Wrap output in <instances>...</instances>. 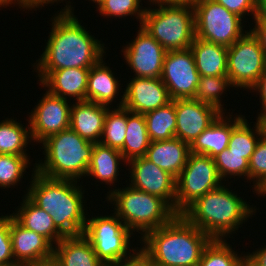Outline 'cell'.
Instances as JSON below:
<instances>
[{"instance_id":"5b68a950","label":"cell","mask_w":266,"mask_h":266,"mask_svg":"<svg viewBox=\"0 0 266 266\" xmlns=\"http://www.w3.org/2000/svg\"><path fill=\"white\" fill-rule=\"evenodd\" d=\"M41 144L45 160H38L39 163L33 165L36 172L52 179H71L79 182L81 177H86L95 143L83 139L68 128L49 136Z\"/></svg>"},{"instance_id":"ee69618b","label":"cell","mask_w":266,"mask_h":266,"mask_svg":"<svg viewBox=\"0 0 266 266\" xmlns=\"http://www.w3.org/2000/svg\"><path fill=\"white\" fill-rule=\"evenodd\" d=\"M255 25L250 28L251 33L259 41L260 47L262 48L266 57V23L258 20H254Z\"/></svg>"},{"instance_id":"44dd1931","label":"cell","mask_w":266,"mask_h":266,"mask_svg":"<svg viewBox=\"0 0 266 266\" xmlns=\"http://www.w3.org/2000/svg\"><path fill=\"white\" fill-rule=\"evenodd\" d=\"M109 108L87 100L73 102L70 128L89 142H100L104 118Z\"/></svg>"},{"instance_id":"ab89813d","label":"cell","mask_w":266,"mask_h":266,"mask_svg":"<svg viewBox=\"0 0 266 266\" xmlns=\"http://www.w3.org/2000/svg\"><path fill=\"white\" fill-rule=\"evenodd\" d=\"M223 5L228 11L236 13L241 18L245 19V15L255 17L256 1L257 0H214ZM250 13V14H249Z\"/></svg>"},{"instance_id":"30bf717a","label":"cell","mask_w":266,"mask_h":266,"mask_svg":"<svg viewBox=\"0 0 266 266\" xmlns=\"http://www.w3.org/2000/svg\"><path fill=\"white\" fill-rule=\"evenodd\" d=\"M214 158L190 153L176 178L175 213L181 215L197 199L222 185Z\"/></svg>"},{"instance_id":"e0dca14e","label":"cell","mask_w":266,"mask_h":266,"mask_svg":"<svg viewBox=\"0 0 266 266\" xmlns=\"http://www.w3.org/2000/svg\"><path fill=\"white\" fill-rule=\"evenodd\" d=\"M175 137L191 144L221 114L215 107L193 98L176 99Z\"/></svg>"},{"instance_id":"4dcf8cb0","label":"cell","mask_w":266,"mask_h":266,"mask_svg":"<svg viewBox=\"0 0 266 266\" xmlns=\"http://www.w3.org/2000/svg\"><path fill=\"white\" fill-rule=\"evenodd\" d=\"M248 125L247 119L244 118L233 130L230 135L228 150L230 153L243 155V158L250 160L255 147L262 137L263 132L259 121L253 125ZM252 128V129H251Z\"/></svg>"},{"instance_id":"8fae6325","label":"cell","mask_w":266,"mask_h":266,"mask_svg":"<svg viewBox=\"0 0 266 266\" xmlns=\"http://www.w3.org/2000/svg\"><path fill=\"white\" fill-rule=\"evenodd\" d=\"M227 60V76L237 89L250 90L266 69L265 54L250 30L228 47Z\"/></svg>"},{"instance_id":"3957f363","label":"cell","mask_w":266,"mask_h":266,"mask_svg":"<svg viewBox=\"0 0 266 266\" xmlns=\"http://www.w3.org/2000/svg\"><path fill=\"white\" fill-rule=\"evenodd\" d=\"M212 239L182 215L147 232L140 246L154 266H198L204 248ZM144 244V245H143Z\"/></svg>"},{"instance_id":"8d00e7d4","label":"cell","mask_w":266,"mask_h":266,"mask_svg":"<svg viewBox=\"0 0 266 266\" xmlns=\"http://www.w3.org/2000/svg\"><path fill=\"white\" fill-rule=\"evenodd\" d=\"M142 0H103L96 8L101 16L106 18L136 16L141 26L145 14ZM141 4V5H140Z\"/></svg>"},{"instance_id":"603a6c76","label":"cell","mask_w":266,"mask_h":266,"mask_svg":"<svg viewBox=\"0 0 266 266\" xmlns=\"http://www.w3.org/2000/svg\"><path fill=\"white\" fill-rule=\"evenodd\" d=\"M13 218L24 228L43 235L53 245L65 236L56 228L52 217L45 210L38 207L26 194L20 202Z\"/></svg>"},{"instance_id":"836d02e7","label":"cell","mask_w":266,"mask_h":266,"mask_svg":"<svg viewBox=\"0 0 266 266\" xmlns=\"http://www.w3.org/2000/svg\"><path fill=\"white\" fill-rule=\"evenodd\" d=\"M110 107L104 118L103 134L100 143L110 148L121 150L127 129V109Z\"/></svg>"},{"instance_id":"277c9868","label":"cell","mask_w":266,"mask_h":266,"mask_svg":"<svg viewBox=\"0 0 266 266\" xmlns=\"http://www.w3.org/2000/svg\"><path fill=\"white\" fill-rule=\"evenodd\" d=\"M235 192L229 190L224 182L197 199L181 215L211 239H227L242 227L247 218L255 215L257 209Z\"/></svg>"},{"instance_id":"d6a6232c","label":"cell","mask_w":266,"mask_h":266,"mask_svg":"<svg viewBox=\"0 0 266 266\" xmlns=\"http://www.w3.org/2000/svg\"><path fill=\"white\" fill-rule=\"evenodd\" d=\"M230 87L233 86L228 76H200L193 99L213 106L219 112L227 114L230 112H226L223 107L224 104H221V95H224Z\"/></svg>"},{"instance_id":"681fc988","label":"cell","mask_w":266,"mask_h":266,"mask_svg":"<svg viewBox=\"0 0 266 266\" xmlns=\"http://www.w3.org/2000/svg\"><path fill=\"white\" fill-rule=\"evenodd\" d=\"M256 119L259 121L261 125L263 136L266 137V113L260 115Z\"/></svg>"},{"instance_id":"9c48e42d","label":"cell","mask_w":266,"mask_h":266,"mask_svg":"<svg viewBox=\"0 0 266 266\" xmlns=\"http://www.w3.org/2000/svg\"><path fill=\"white\" fill-rule=\"evenodd\" d=\"M194 11L195 37L202 40L229 47L248 31L244 19L214 0H198Z\"/></svg>"},{"instance_id":"60d3db41","label":"cell","mask_w":266,"mask_h":266,"mask_svg":"<svg viewBox=\"0 0 266 266\" xmlns=\"http://www.w3.org/2000/svg\"><path fill=\"white\" fill-rule=\"evenodd\" d=\"M136 248L128 257H124L108 266H154L150 256L141 247L140 249Z\"/></svg>"},{"instance_id":"e575fe53","label":"cell","mask_w":266,"mask_h":266,"mask_svg":"<svg viewBox=\"0 0 266 266\" xmlns=\"http://www.w3.org/2000/svg\"><path fill=\"white\" fill-rule=\"evenodd\" d=\"M30 158L18 155L0 154V187L6 189L20 184L31 165ZM29 165V166H28Z\"/></svg>"},{"instance_id":"5bb4252c","label":"cell","mask_w":266,"mask_h":266,"mask_svg":"<svg viewBox=\"0 0 266 266\" xmlns=\"http://www.w3.org/2000/svg\"><path fill=\"white\" fill-rule=\"evenodd\" d=\"M136 38L121 51L135 77L161 78L167 51L140 25Z\"/></svg>"},{"instance_id":"bcb514c9","label":"cell","mask_w":266,"mask_h":266,"mask_svg":"<svg viewBox=\"0 0 266 266\" xmlns=\"http://www.w3.org/2000/svg\"><path fill=\"white\" fill-rule=\"evenodd\" d=\"M254 20L266 23V0L256 1V14Z\"/></svg>"},{"instance_id":"d6986e66","label":"cell","mask_w":266,"mask_h":266,"mask_svg":"<svg viewBox=\"0 0 266 266\" xmlns=\"http://www.w3.org/2000/svg\"><path fill=\"white\" fill-rule=\"evenodd\" d=\"M232 116L234 115L228 113L226 116L225 113H221L216 120L190 144V152L214 158L224 149L228 148L232 130L245 118V116L240 114H236V117Z\"/></svg>"},{"instance_id":"2e32d148","label":"cell","mask_w":266,"mask_h":266,"mask_svg":"<svg viewBox=\"0 0 266 266\" xmlns=\"http://www.w3.org/2000/svg\"><path fill=\"white\" fill-rule=\"evenodd\" d=\"M124 88L120 103L131 112L145 114L168 104L171 98L161 78L133 77Z\"/></svg>"},{"instance_id":"d590c367","label":"cell","mask_w":266,"mask_h":266,"mask_svg":"<svg viewBox=\"0 0 266 266\" xmlns=\"http://www.w3.org/2000/svg\"><path fill=\"white\" fill-rule=\"evenodd\" d=\"M214 162L219 177L224 181L227 177L240 178L244 176L248 182L249 180V161L243 158V155L230 153L228 148L224 149L221 153L214 157Z\"/></svg>"},{"instance_id":"8992f818","label":"cell","mask_w":266,"mask_h":266,"mask_svg":"<svg viewBox=\"0 0 266 266\" xmlns=\"http://www.w3.org/2000/svg\"><path fill=\"white\" fill-rule=\"evenodd\" d=\"M113 189V190H112ZM106 196L112 210L132 232L141 234L168 224L177 214L161 197L137 190L130 185L112 188Z\"/></svg>"},{"instance_id":"f907efd6","label":"cell","mask_w":266,"mask_h":266,"mask_svg":"<svg viewBox=\"0 0 266 266\" xmlns=\"http://www.w3.org/2000/svg\"><path fill=\"white\" fill-rule=\"evenodd\" d=\"M258 196H266V181L255 191Z\"/></svg>"},{"instance_id":"f6af8a7d","label":"cell","mask_w":266,"mask_h":266,"mask_svg":"<svg viewBox=\"0 0 266 266\" xmlns=\"http://www.w3.org/2000/svg\"><path fill=\"white\" fill-rule=\"evenodd\" d=\"M248 253L247 255L258 265V266H266V245H262V247L256 251L254 250L252 253Z\"/></svg>"},{"instance_id":"ac0fdd59","label":"cell","mask_w":266,"mask_h":266,"mask_svg":"<svg viewBox=\"0 0 266 266\" xmlns=\"http://www.w3.org/2000/svg\"><path fill=\"white\" fill-rule=\"evenodd\" d=\"M10 237L16 263L30 266L53 257L54 245L43 235L21 226L12 214Z\"/></svg>"},{"instance_id":"ba28073f","label":"cell","mask_w":266,"mask_h":266,"mask_svg":"<svg viewBox=\"0 0 266 266\" xmlns=\"http://www.w3.org/2000/svg\"><path fill=\"white\" fill-rule=\"evenodd\" d=\"M87 216L83 235L90 241L98 259L105 266L128 257L135 250L130 245L131 236L135 233L115 213L112 216Z\"/></svg>"},{"instance_id":"9a60e30c","label":"cell","mask_w":266,"mask_h":266,"mask_svg":"<svg viewBox=\"0 0 266 266\" xmlns=\"http://www.w3.org/2000/svg\"><path fill=\"white\" fill-rule=\"evenodd\" d=\"M129 164V165H128ZM129 166L130 178L128 185L164 199L175 212L176 178L162 170L145 156L131 159L125 166ZM131 179V180H130Z\"/></svg>"},{"instance_id":"c3c4849f","label":"cell","mask_w":266,"mask_h":266,"mask_svg":"<svg viewBox=\"0 0 266 266\" xmlns=\"http://www.w3.org/2000/svg\"><path fill=\"white\" fill-rule=\"evenodd\" d=\"M30 266H61L54 257L50 259H46L43 261H40L36 264L30 265Z\"/></svg>"},{"instance_id":"484cf974","label":"cell","mask_w":266,"mask_h":266,"mask_svg":"<svg viewBox=\"0 0 266 266\" xmlns=\"http://www.w3.org/2000/svg\"><path fill=\"white\" fill-rule=\"evenodd\" d=\"M103 58L89 70L87 85V101L111 107L113 100L118 98L120 85L112 69Z\"/></svg>"},{"instance_id":"f5cc1de1","label":"cell","mask_w":266,"mask_h":266,"mask_svg":"<svg viewBox=\"0 0 266 266\" xmlns=\"http://www.w3.org/2000/svg\"><path fill=\"white\" fill-rule=\"evenodd\" d=\"M9 7L10 6V3H9V1L8 0H0V7Z\"/></svg>"},{"instance_id":"7dc6e473","label":"cell","mask_w":266,"mask_h":266,"mask_svg":"<svg viewBox=\"0 0 266 266\" xmlns=\"http://www.w3.org/2000/svg\"><path fill=\"white\" fill-rule=\"evenodd\" d=\"M198 0H155V4L194 6Z\"/></svg>"},{"instance_id":"74e56055","label":"cell","mask_w":266,"mask_h":266,"mask_svg":"<svg viewBox=\"0 0 266 266\" xmlns=\"http://www.w3.org/2000/svg\"><path fill=\"white\" fill-rule=\"evenodd\" d=\"M255 192L266 181V137L262 135L249 160V181Z\"/></svg>"},{"instance_id":"11a10c76","label":"cell","mask_w":266,"mask_h":266,"mask_svg":"<svg viewBox=\"0 0 266 266\" xmlns=\"http://www.w3.org/2000/svg\"><path fill=\"white\" fill-rule=\"evenodd\" d=\"M9 266H28V265H24V264H20V263H15V264H12V265H9Z\"/></svg>"},{"instance_id":"83f0119b","label":"cell","mask_w":266,"mask_h":266,"mask_svg":"<svg viewBox=\"0 0 266 266\" xmlns=\"http://www.w3.org/2000/svg\"><path fill=\"white\" fill-rule=\"evenodd\" d=\"M150 142L144 114L127 109L126 136L120 150L125 161L145 156Z\"/></svg>"},{"instance_id":"7402d4cb","label":"cell","mask_w":266,"mask_h":266,"mask_svg":"<svg viewBox=\"0 0 266 266\" xmlns=\"http://www.w3.org/2000/svg\"><path fill=\"white\" fill-rule=\"evenodd\" d=\"M190 153V144L174 137L150 142L145 157L177 178L185 167Z\"/></svg>"},{"instance_id":"7c38bea8","label":"cell","mask_w":266,"mask_h":266,"mask_svg":"<svg viewBox=\"0 0 266 266\" xmlns=\"http://www.w3.org/2000/svg\"><path fill=\"white\" fill-rule=\"evenodd\" d=\"M200 74L190 48L167 51L161 80L171 100L194 98Z\"/></svg>"},{"instance_id":"4316f807","label":"cell","mask_w":266,"mask_h":266,"mask_svg":"<svg viewBox=\"0 0 266 266\" xmlns=\"http://www.w3.org/2000/svg\"><path fill=\"white\" fill-rule=\"evenodd\" d=\"M122 160V161H121ZM126 164L124 157L122 156L120 150L110 148L109 146L103 145L100 142L95 143L91 162L89 164L86 176L95 178L101 181L103 184L114 185L117 182L119 174V165Z\"/></svg>"},{"instance_id":"52a82bcc","label":"cell","mask_w":266,"mask_h":266,"mask_svg":"<svg viewBox=\"0 0 266 266\" xmlns=\"http://www.w3.org/2000/svg\"><path fill=\"white\" fill-rule=\"evenodd\" d=\"M144 7L141 27L166 51L190 48L195 39L194 6L154 4Z\"/></svg>"},{"instance_id":"4fadbf2b","label":"cell","mask_w":266,"mask_h":266,"mask_svg":"<svg viewBox=\"0 0 266 266\" xmlns=\"http://www.w3.org/2000/svg\"><path fill=\"white\" fill-rule=\"evenodd\" d=\"M47 90L29 113V127L33 142L39 144L51 135L70 128L72 103Z\"/></svg>"},{"instance_id":"7a4b0ae2","label":"cell","mask_w":266,"mask_h":266,"mask_svg":"<svg viewBox=\"0 0 266 266\" xmlns=\"http://www.w3.org/2000/svg\"><path fill=\"white\" fill-rule=\"evenodd\" d=\"M32 169L26 195L49 213L56 228L65 237L82 235L87 220L82 185L79 186L76 180L45 177L34 170L35 166Z\"/></svg>"},{"instance_id":"6da1fadb","label":"cell","mask_w":266,"mask_h":266,"mask_svg":"<svg viewBox=\"0 0 266 266\" xmlns=\"http://www.w3.org/2000/svg\"><path fill=\"white\" fill-rule=\"evenodd\" d=\"M66 3L64 9L54 15L45 50L32 64L39 73V83L53 70L91 68L106 55L105 44L89 34L75 17L71 2Z\"/></svg>"},{"instance_id":"f1b7e54d","label":"cell","mask_w":266,"mask_h":266,"mask_svg":"<svg viewBox=\"0 0 266 266\" xmlns=\"http://www.w3.org/2000/svg\"><path fill=\"white\" fill-rule=\"evenodd\" d=\"M27 124L28 127H25L14 118H7L0 122V154L30 157L27 155L26 147L33 139L29 122Z\"/></svg>"},{"instance_id":"b9f144b4","label":"cell","mask_w":266,"mask_h":266,"mask_svg":"<svg viewBox=\"0 0 266 266\" xmlns=\"http://www.w3.org/2000/svg\"><path fill=\"white\" fill-rule=\"evenodd\" d=\"M8 1L10 3V6L13 4L14 5L18 4V7L20 6L19 7L20 9L21 8L24 9L23 11H25L26 9L28 11L29 10L32 11V9L37 10L35 8H38V10H39V8L42 9V7H45L44 5L47 6V4L48 5L53 4L54 2L55 3L57 2V4H58V2L61 3L63 0H8Z\"/></svg>"},{"instance_id":"816d5d0a","label":"cell","mask_w":266,"mask_h":266,"mask_svg":"<svg viewBox=\"0 0 266 266\" xmlns=\"http://www.w3.org/2000/svg\"><path fill=\"white\" fill-rule=\"evenodd\" d=\"M243 266H258V265L248 255H246Z\"/></svg>"},{"instance_id":"f35d334b","label":"cell","mask_w":266,"mask_h":266,"mask_svg":"<svg viewBox=\"0 0 266 266\" xmlns=\"http://www.w3.org/2000/svg\"><path fill=\"white\" fill-rule=\"evenodd\" d=\"M11 237L10 214L0 216V266L15 264Z\"/></svg>"},{"instance_id":"d4e9b609","label":"cell","mask_w":266,"mask_h":266,"mask_svg":"<svg viewBox=\"0 0 266 266\" xmlns=\"http://www.w3.org/2000/svg\"><path fill=\"white\" fill-rule=\"evenodd\" d=\"M190 49L200 76H227L228 47L195 37Z\"/></svg>"},{"instance_id":"db71d44e","label":"cell","mask_w":266,"mask_h":266,"mask_svg":"<svg viewBox=\"0 0 266 266\" xmlns=\"http://www.w3.org/2000/svg\"><path fill=\"white\" fill-rule=\"evenodd\" d=\"M89 1H93L94 3H96L95 5L98 6L103 0H89Z\"/></svg>"},{"instance_id":"f546056e","label":"cell","mask_w":266,"mask_h":266,"mask_svg":"<svg viewBox=\"0 0 266 266\" xmlns=\"http://www.w3.org/2000/svg\"><path fill=\"white\" fill-rule=\"evenodd\" d=\"M147 133L151 142L169 140L175 137V100L144 114Z\"/></svg>"},{"instance_id":"7bdbcfd3","label":"cell","mask_w":266,"mask_h":266,"mask_svg":"<svg viewBox=\"0 0 266 266\" xmlns=\"http://www.w3.org/2000/svg\"><path fill=\"white\" fill-rule=\"evenodd\" d=\"M250 91L259 93L260 95V105H262V110H260V114L258 113V117L264 113H266V69L263 74L259 77L257 83L250 89ZM258 91V92H257Z\"/></svg>"},{"instance_id":"ffe728a7","label":"cell","mask_w":266,"mask_h":266,"mask_svg":"<svg viewBox=\"0 0 266 266\" xmlns=\"http://www.w3.org/2000/svg\"><path fill=\"white\" fill-rule=\"evenodd\" d=\"M90 68H65L51 71L41 82L49 93L75 101L87 100V85ZM48 88V89H47Z\"/></svg>"},{"instance_id":"cb8c5ba5","label":"cell","mask_w":266,"mask_h":266,"mask_svg":"<svg viewBox=\"0 0 266 266\" xmlns=\"http://www.w3.org/2000/svg\"><path fill=\"white\" fill-rule=\"evenodd\" d=\"M53 257L61 266H105L83 234L61 239L54 245Z\"/></svg>"},{"instance_id":"1f68e13d","label":"cell","mask_w":266,"mask_h":266,"mask_svg":"<svg viewBox=\"0 0 266 266\" xmlns=\"http://www.w3.org/2000/svg\"><path fill=\"white\" fill-rule=\"evenodd\" d=\"M228 243L226 239H212L204 248L198 266H243L247 253L240 255Z\"/></svg>"},{"instance_id":"9f6ffc18","label":"cell","mask_w":266,"mask_h":266,"mask_svg":"<svg viewBox=\"0 0 266 266\" xmlns=\"http://www.w3.org/2000/svg\"><path fill=\"white\" fill-rule=\"evenodd\" d=\"M150 2V5H154L155 4V0H148Z\"/></svg>"}]
</instances>
